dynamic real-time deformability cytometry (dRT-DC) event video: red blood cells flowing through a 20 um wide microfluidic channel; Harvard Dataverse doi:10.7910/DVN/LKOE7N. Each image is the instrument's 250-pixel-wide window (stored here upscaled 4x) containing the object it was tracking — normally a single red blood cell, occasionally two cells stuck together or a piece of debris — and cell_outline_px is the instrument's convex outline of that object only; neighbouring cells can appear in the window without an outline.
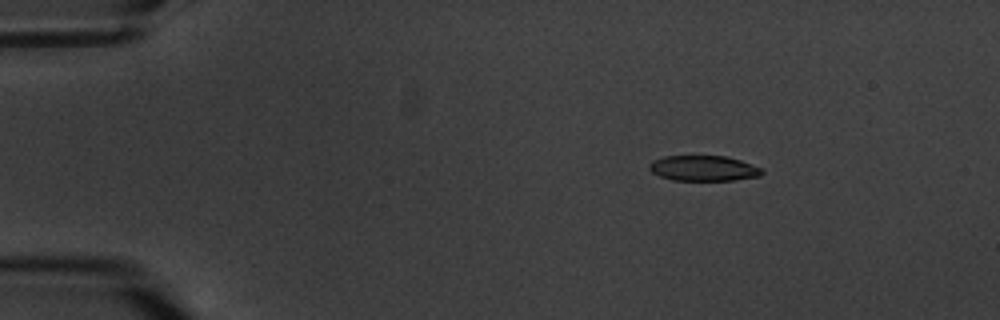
{"species": "common noctule bat (a hibernating species)", "species_latin": "Nyctalus noctula", "temperature_condition": "warm", "stored_images_in_passage": 5, "camera_frame_rate_fps": 3000, "um_per_image_px": 0.085, "animal": {"sex": "male", "body_mass_g": 20.1, "forearm_length_mm": 53.5}, "frame": {"image": 1, "passage_image": 2, "time_ms": 1.0, "image_size_px": [1000, 320], "cell_outline_px": [[764, 172], [760, 176], [732, 180], [672, 180], [660, 176], [652, 172], [648, 168], [648, 164], [652, 160], [664, 156], [724, 156], [740, 160], [764, 168]], "centroid_in_image_um": [59.8, 14.3], "position_along_channel_um": 25.2, "area_um2": 16.76}}
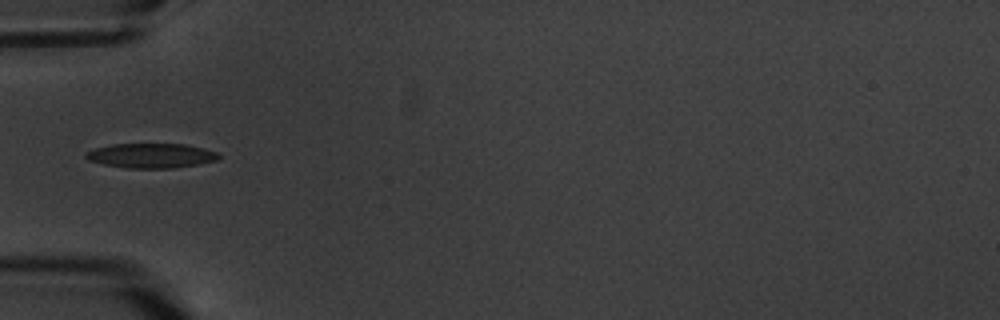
{"frame": {"image": 2, "passage_image": 5, "time_ms": 4.667, "image_size_px": [1000, 320], "cell_outline_px": [[220, 160], [200, 164], [172, 168], [124, 168], [104, 164], [88, 160], [84, 156], [88, 152], [96, 148], [112, 144], [184, 144], [204, 148], [216, 152], [220, 156]], "centroid_in_image_um": [12.89, 13.23], "position_along_channel_um": 72.1, "area_um2": 19.07}}